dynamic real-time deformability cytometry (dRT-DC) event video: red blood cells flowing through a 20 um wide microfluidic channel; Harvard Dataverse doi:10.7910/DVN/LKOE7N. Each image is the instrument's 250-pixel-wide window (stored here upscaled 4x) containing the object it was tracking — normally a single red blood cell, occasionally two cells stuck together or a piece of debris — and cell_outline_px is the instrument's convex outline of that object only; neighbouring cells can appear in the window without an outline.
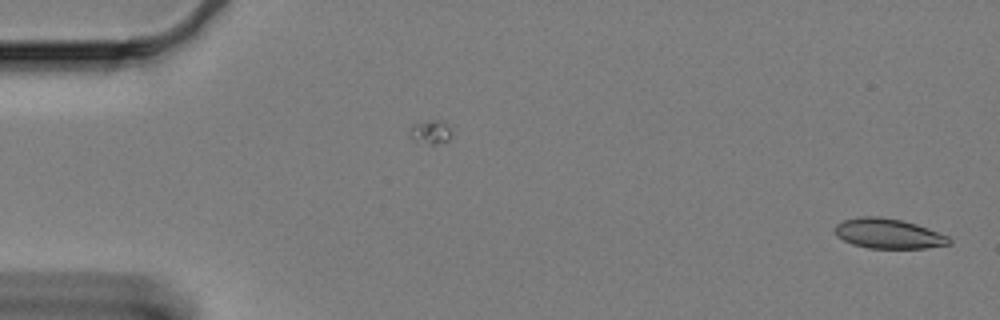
{"species": "Egyptian fruit bat (a non-hibernating species)", "species_latin": "Rousettus aegyptiacus", "temperature_condition": "cold", "stored_images_in_passage": 60, "camera_frame_rate_fps": 3000, "um_per_image_px": 0.085, "animal": {"sex": "female"}, "frame": {"image": 1, "passage_image": 1, "time_ms": 0.0, "image_size_px": [1000, 320], "cell_outline_px": [[952, 244], [924, 248], [868, 248], [852, 244], [836, 236], [836, 224], [844, 220], [860, 216], [876, 216], [900, 220], [916, 224], [948, 236], [952, 240]], "centroid_in_image_um": [75.52, 19.86], "position_along_channel_um": 9.5, "area_um2": 19.77}}
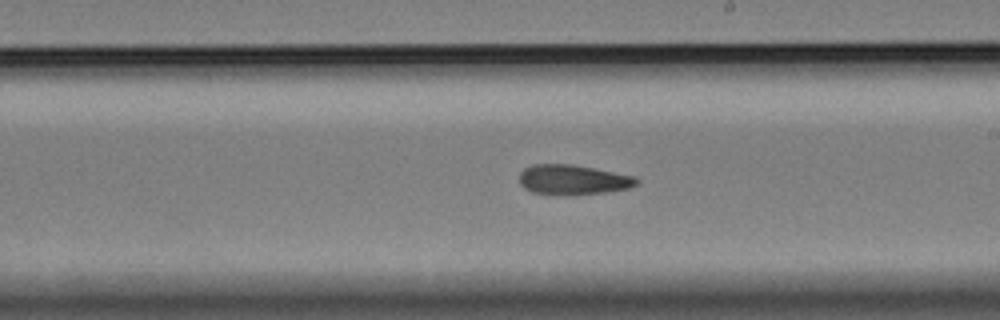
{"frame": {"image": 2, "passage_image": 34, "time_ms": 11.0, "image_size_px": [1000, 320], "cell_outline_px": [[640, 180], [636, 184], [628, 188], [604, 192], [568, 196], [532, 192], [524, 188], [520, 184], [520, 172], [524, 168], [532, 164], [572, 164], [632, 176]], "centroid_in_image_um": [48.64, 15.28], "position_along_channel_um": 240.4, "area_um2": 20.35}}
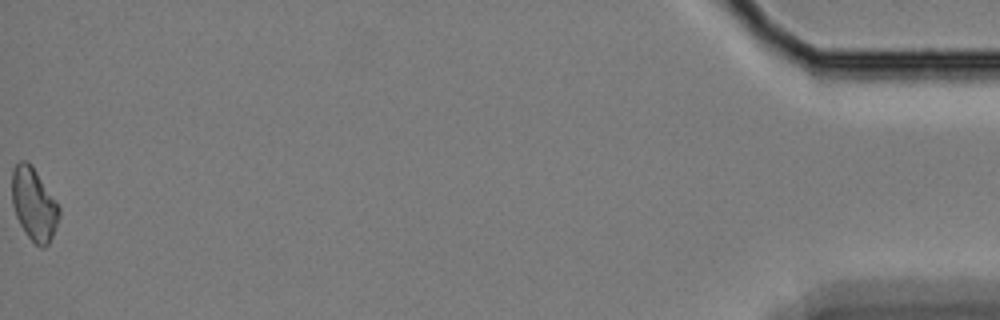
{"frame": {"image": 3, "passage_image": 60, "time_ms": 19.667, "image_size_px": [1000, 320], "cell_outline_px": [[60, 216], [52, 236], [48, 244], [44, 248], [40, 248], [28, 236], [20, 224], [16, 216], [12, 204], [12, 168], [20, 160], [28, 160], [32, 164], [60, 208]], "centroid_in_image_um": [2.87, 17.33], "position_along_channel_um": 432.3, "area_um2": 19.94}}